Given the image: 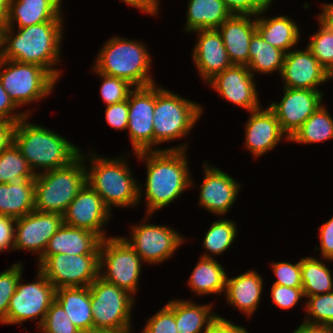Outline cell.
<instances>
[{"instance_id":"f6af8a7d","label":"cell","mask_w":333,"mask_h":333,"mask_svg":"<svg viewBox=\"0 0 333 333\" xmlns=\"http://www.w3.org/2000/svg\"><path fill=\"white\" fill-rule=\"evenodd\" d=\"M270 292L272 304L283 310L292 309L300 299L305 298L302 288L272 284Z\"/></svg>"},{"instance_id":"277c9868","label":"cell","mask_w":333,"mask_h":333,"mask_svg":"<svg viewBox=\"0 0 333 333\" xmlns=\"http://www.w3.org/2000/svg\"><path fill=\"white\" fill-rule=\"evenodd\" d=\"M82 151V156L89 161L85 164L86 183L101 196L111 211L113 207L139 206V183L127 162V154L106 158L94 151L83 155Z\"/></svg>"},{"instance_id":"8fae6325","label":"cell","mask_w":333,"mask_h":333,"mask_svg":"<svg viewBox=\"0 0 333 333\" xmlns=\"http://www.w3.org/2000/svg\"><path fill=\"white\" fill-rule=\"evenodd\" d=\"M36 273L34 282L29 283L20 276L15 293L10 298L7 316L0 324L22 325L28 320L35 322L38 319L37 329L41 326L55 300L56 288L38 269Z\"/></svg>"},{"instance_id":"2e32d148","label":"cell","mask_w":333,"mask_h":333,"mask_svg":"<svg viewBox=\"0 0 333 333\" xmlns=\"http://www.w3.org/2000/svg\"><path fill=\"white\" fill-rule=\"evenodd\" d=\"M283 88L280 102H270L282 131L290 139L303 123L324 103L322 91ZM323 101V102H322Z\"/></svg>"},{"instance_id":"7bdbcfd3","label":"cell","mask_w":333,"mask_h":333,"mask_svg":"<svg viewBox=\"0 0 333 333\" xmlns=\"http://www.w3.org/2000/svg\"><path fill=\"white\" fill-rule=\"evenodd\" d=\"M174 315V299H171L147 320L141 333H179Z\"/></svg>"},{"instance_id":"e575fe53","label":"cell","mask_w":333,"mask_h":333,"mask_svg":"<svg viewBox=\"0 0 333 333\" xmlns=\"http://www.w3.org/2000/svg\"><path fill=\"white\" fill-rule=\"evenodd\" d=\"M328 111L326 105L321 104L289 141L298 144H315L333 139V117Z\"/></svg>"},{"instance_id":"836d02e7","label":"cell","mask_w":333,"mask_h":333,"mask_svg":"<svg viewBox=\"0 0 333 333\" xmlns=\"http://www.w3.org/2000/svg\"><path fill=\"white\" fill-rule=\"evenodd\" d=\"M327 261L333 260H319L316 256L310 255L301 258L302 289L305 298L333 292V273L326 265Z\"/></svg>"},{"instance_id":"11a10c76","label":"cell","mask_w":333,"mask_h":333,"mask_svg":"<svg viewBox=\"0 0 333 333\" xmlns=\"http://www.w3.org/2000/svg\"><path fill=\"white\" fill-rule=\"evenodd\" d=\"M292 333H333V326L302 322Z\"/></svg>"},{"instance_id":"ee69618b","label":"cell","mask_w":333,"mask_h":333,"mask_svg":"<svg viewBox=\"0 0 333 333\" xmlns=\"http://www.w3.org/2000/svg\"><path fill=\"white\" fill-rule=\"evenodd\" d=\"M272 271L277 278L273 284L302 288L301 259L297 263L291 262H272Z\"/></svg>"},{"instance_id":"d6986e66","label":"cell","mask_w":333,"mask_h":333,"mask_svg":"<svg viewBox=\"0 0 333 333\" xmlns=\"http://www.w3.org/2000/svg\"><path fill=\"white\" fill-rule=\"evenodd\" d=\"M203 167L204 179L200 185L197 206L213 215L225 216L242 189L240 182L207 161L203 162Z\"/></svg>"},{"instance_id":"30bf717a","label":"cell","mask_w":333,"mask_h":333,"mask_svg":"<svg viewBox=\"0 0 333 333\" xmlns=\"http://www.w3.org/2000/svg\"><path fill=\"white\" fill-rule=\"evenodd\" d=\"M93 327L132 330L135 297L98 277L89 285Z\"/></svg>"},{"instance_id":"60d3db41","label":"cell","mask_w":333,"mask_h":333,"mask_svg":"<svg viewBox=\"0 0 333 333\" xmlns=\"http://www.w3.org/2000/svg\"><path fill=\"white\" fill-rule=\"evenodd\" d=\"M24 271L22 262H16L0 272V323L6 318L10 298L15 293L20 276Z\"/></svg>"},{"instance_id":"52a82bcc","label":"cell","mask_w":333,"mask_h":333,"mask_svg":"<svg viewBox=\"0 0 333 333\" xmlns=\"http://www.w3.org/2000/svg\"><path fill=\"white\" fill-rule=\"evenodd\" d=\"M86 162L81 153L66 167L37 174L34 179V210L63 215L86 184Z\"/></svg>"},{"instance_id":"91938a15","label":"cell","mask_w":333,"mask_h":333,"mask_svg":"<svg viewBox=\"0 0 333 333\" xmlns=\"http://www.w3.org/2000/svg\"><path fill=\"white\" fill-rule=\"evenodd\" d=\"M265 8H270L274 0H258Z\"/></svg>"},{"instance_id":"7c38bea8","label":"cell","mask_w":333,"mask_h":333,"mask_svg":"<svg viewBox=\"0 0 333 333\" xmlns=\"http://www.w3.org/2000/svg\"><path fill=\"white\" fill-rule=\"evenodd\" d=\"M150 217L152 215L146 214L143 223L132 226L129 235L131 237H121L141 257L144 264L160 265L171 259L186 238L171 226L148 224Z\"/></svg>"},{"instance_id":"f35d334b","label":"cell","mask_w":333,"mask_h":333,"mask_svg":"<svg viewBox=\"0 0 333 333\" xmlns=\"http://www.w3.org/2000/svg\"><path fill=\"white\" fill-rule=\"evenodd\" d=\"M304 300V322L333 326V292L308 296Z\"/></svg>"},{"instance_id":"1f68e13d","label":"cell","mask_w":333,"mask_h":333,"mask_svg":"<svg viewBox=\"0 0 333 333\" xmlns=\"http://www.w3.org/2000/svg\"><path fill=\"white\" fill-rule=\"evenodd\" d=\"M213 304H196L191 299H174V315L179 333H205L218 314Z\"/></svg>"},{"instance_id":"4fadbf2b","label":"cell","mask_w":333,"mask_h":333,"mask_svg":"<svg viewBox=\"0 0 333 333\" xmlns=\"http://www.w3.org/2000/svg\"><path fill=\"white\" fill-rule=\"evenodd\" d=\"M37 269L56 289L87 287L99 277V254L50 255Z\"/></svg>"},{"instance_id":"d4e9b609","label":"cell","mask_w":333,"mask_h":333,"mask_svg":"<svg viewBox=\"0 0 333 333\" xmlns=\"http://www.w3.org/2000/svg\"><path fill=\"white\" fill-rule=\"evenodd\" d=\"M264 280L262 275L251 269L243 274L226 278L224 291L227 303L238 309L246 318L252 317L260 305Z\"/></svg>"},{"instance_id":"94428289","label":"cell","mask_w":333,"mask_h":333,"mask_svg":"<svg viewBox=\"0 0 333 333\" xmlns=\"http://www.w3.org/2000/svg\"><path fill=\"white\" fill-rule=\"evenodd\" d=\"M3 25L0 23V54H1V47H2V30H3Z\"/></svg>"},{"instance_id":"d590c367","label":"cell","mask_w":333,"mask_h":333,"mask_svg":"<svg viewBox=\"0 0 333 333\" xmlns=\"http://www.w3.org/2000/svg\"><path fill=\"white\" fill-rule=\"evenodd\" d=\"M215 220L207 230L202 245L205 249L204 258H215L217 255L225 253L235 241L238 235V229L234 220L225 219L224 216ZM214 254V256L212 255Z\"/></svg>"},{"instance_id":"5bb4252c","label":"cell","mask_w":333,"mask_h":333,"mask_svg":"<svg viewBox=\"0 0 333 333\" xmlns=\"http://www.w3.org/2000/svg\"><path fill=\"white\" fill-rule=\"evenodd\" d=\"M129 139L134 152L153 151V112L155 108V84L135 87L128 97Z\"/></svg>"},{"instance_id":"9c48e42d","label":"cell","mask_w":333,"mask_h":333,"mask_svg":"<svg viewBox=\"0 0 333 333\" xmlns=\"http://www.w3.org/2000/svg\"><path fill=\"white\" fill-rule=\"evenodd\" d=\"M143 261L121 237L109 236L101 241L99 277L124 289L134 297L138 292Z\"/></svg>"},{"instance_id":"f5cc1de1","label":"cell","mask_w":333,"mask_h":333,"mask_svg":"<svg viewBox=\"0 0 333 333\" xmlns=\"http://www.w3.org/2000/svg\"><path fill=\"white\" fill-rule=\"evenodd\" d=\"M18 121L0 120V155L14 143Z\"/></svg>"},{"instance_id":"6125c7cd","label":"cell","mask_w":333,"mask_h":333,"mask_svg":"<svg viewBox=\"0 0 333 333\" xmlns=\"http://www.w3.org/2000/svg\"><path fill=\"white\" fill-rule=\"evenodd\" d=\"M333 79V67L331 68V70L328 72V81Z\"/></svg>"},{"instance_id":"4316f807","label":"cell","mask_w":333,"mask_h":333,"mask_svg":"<svg viewBox=\"0 0 333 333\" xmlns=\"http://www.w3.org/2000/svg\"><path fill=\"white\" fill-rule=\"evenodd\" d=\"M269 9L264 8L256 16V31L273 47L288 53L301 41V30L297 23L286 15L265 17L267 15L264 14L268 13Z\"/></svg>"},{"instance_id":"681fc988","label":"cell","mask_w":333,"mask_h":333,"mask_svg":"<svg viewBox=\"0 0 333 333\" xmlns=\"http://www.w3.org/2000/svg\"><path fill=\"white\" fill-rule=\"evenodd\" d=\"M231 12L237 15L257 16L265 7L258 0H222Z\"/></svg>"},{"instance_id":"6f0895ef","label":"cell","mask_w":333,"mask_h":333,"mask_svg":"<svg viewBox=\"0 0 333 333\" xmlns=\"http://www.w3.org/2000/svg\"><path fill=\"white\" fill-rule=\"evenodd\" d=\"M9 0H0V23L4 26L8 15Z\"/></svg>"},{"instance_id":"9f6ffc18","label":"cell","mask_w":333,"mask_h":333,"mask_svg":"<svg viewBox=\"0 0 333 333\" xmlns=\"http://www.w3.org/2000/svg\"><path fill=\"white\" fill-rule=\"evenodd\" d=\"M133 330H118L113 328L92 327L83 333H131Z\"/></svg>"},{"instance_id":"3957f363","label":"cell","mask_w":333,"mask_h":333,"mask_svg":"<svg viewBox=\"0 0 333 333\" xmlns=\"http://www.w3.org/2000/svg\"><path fill=\"white\" fill-rule=\"evenodd\" d=\"M26 115L19 120L14 143L35 175L68 166L81 154V148L59 133L33 124Z\"/></svg>"},{"instance_id":"ab89813d","label":"cell","mask_w":333,"mask_h":333,"mask_svg":"<svg viewBox=\"0 0 333 333\" xmlns=\"http://www.w3.org/2000/svg\"><path fill=\"white\" fill-rule=\"evenodd\" d=\"M101 80L100 95L107 105L128 100L130 92L135 88L133 85L118 77L108 76L91 68Z\"/></svg>"},{"instance_id":"b9f144b4","label":"cell","mask_w":333,"mask_h":333,"mask_svg":"<svg viewBox=\"0 0 333 333\" xmlns=\"http://www.w3.org/2000/svg\"><path fill=\"white\" fill-rule=\"evenodd\" d=\"M38 330L42 333H82L56 300L52 302Z\"/></svg>"},{"instance_id":"9a60e30c","label":"cell","mask_w":333,"mask_h":333,"mask_svg":"<svg viewBox=\"0 0 333 333\" xmlns=\"http://www.w3.org/2000/svg\"><path fill=\"white\" fill-rule=\"evenodd\" d=\"M254 75L245 65H232L206 82L219 97L247 112L261 106Z\"/></svg>"},{"instance_id":"ffe728a7","label":"cell","mask_w":333,"mask_h":333,"mask_svg":"<svg viewBox=\"0 0 333 333\" xmlns=\"http://www.w3.org/2000/svg\"><path fill=\"white\" fill-rule=\"evenodd\" d=\"M280 78L283 87L321 91L318 86L327 83L328 71L306 46L286 53Z\"/></svg>"},{"instance_id":"484cf974","label":"cell","mask_w":333,"mask_h":333,"mask_svg":"<svg viewBox=\"0 0 333 333\" xmlns=\"http://www.w3.org/2000/svg\"><path fill=\"white\" fill-rule=\"evenodd\" d=\"M62 3L63 0H9L4 27L25 28L51 20H64Z\"/></svg>"},{"instance_id":"6da1fadb","label":"cell","mask_w":333,"mask_h":333,"mask_svg":"<svg viewBox=\"0 0 333 333\" xmlns=\"http://www.w3.org/2000/svg\"><path fill=\"white\" fill-rule=\"evenodd\" d=\"M187 148L188 144L184 142L162 150L133 153L136 160L146 165L144 190L139 183V204L144 195L146 214L153 215L158 210L168 207L185 190L195 186L188 166Z\"/></svg>"},{"instance_id":"db71d44e","label":"cell","mask_w":333,"mask_h":333,"mask_svg":"<svg viewBox=\"0 0 333 333\" xmlns=\"http://www.w3.org/2000/svg\"><path fill=\"white\" fill-rule=\"evenodd\" d=\"M125 4L131 5L133 8H137L145 14L151 16L159 15L160 1L159 0H121Z\"/></svg>"},{"instance_id":"7a4b0ae2","label":"cell","mask_w":333,"mask_h":333,"mask_svg":"<svg viewBox=\"0 0 333 333\" xmlns=\"http://www.w3.org/2000/svg\"><path fill=\"white\" fill-rule=\"evenodd\" d=\"M64 21L51 20L17 29L3 27L0 57L37 64L59 81L62 70L55 66L62 62Z\"/></svg>"},{"instance_id":"680465c9","label":"cell","mask_w":333,"mask_h":333,"mask_svg":"<svg viewBox=\"0 0 333 333\" xmlns=\"http://www.w3.org/2000/svg\"><path fill=\"white\" fill-rule=\"evenodd\" d=\"M321 13L333 23V3H322Z\"/></svg>"},{"instance_id":"8992f818","label":"cell","mask_w":333,"mask_h":333,"mask_svg":"<svg viewBox=\"0 0 333 333\" xmlns=\"http://www.w3.org/2000/svg\"><path fill=\"white\" fill-rule=\"evenodd\" d=\"M155 83L153 130L155 150L164 142L185 138L203 114V105Z\"/></svg>"},{"instance_id":"c3c4849f","label":"cell","mask_w":333,"mask_h":333,"mask_svg":"<svg viewBox=\"0 0 333 333\" xmlns=\"http://www.w3.org/2000/svg\"><path fill=\"white\" fill-rule=\"evenodd\" d=\"M320 245L314 251H320L321 258L333 260V216L319 228Z\"/></svg>"},{"instance_id":"7dc6e473","label":"cell","mask_w":333,"mask_h":333,"mask_svg":"<svg viewBox=\"0 0 333 333\" xmlns=\"http://www.w3.org/2000/svg\"><path fill=\"white\" fill-rule=\"evenodd\" d=\"M18 107L10 99L0 81V120L19 121L26 115L31 116L32 112L29 110L18 111Z\"/></svg>"},{"instance_id":"ba28073f","label":"cell","mask_w":333,"mask_h":333,"mask_svg":"<svg viewBox=\"0 0 333 333\" xmlns=\"http://www.w3.org/2000/svg\"><path fill=\"white\" fill-rule=\"evenodd\" d=\"M0 81L13 103L24 105L38 103L47 98L58 81L37 64L5 60L0 57Z\"/></svg>"},{"instance_id":"7402d4cb","label":"cell","mask_w":333,"mask_h":333,"mask_svg":"<svg viewBox=\"0 0 333 333\" xmlns=\"http://www.w3.org/2000/svg\"><path fill=\"white\" fill-rule=\"evenodd\" d=\"M192 33L198 36L192 49V58L201 80L206 83L215 74L233 65L218 29L196 30Z\"/></svg>"},{"instance_id":"f1b7e54d","label":"cell","mask_w":333,"mask_h":333,"mask_svg":"<svg viewBox=\"0 0 333 333\" xmlns=\"http://www.w3.org/2000/svg\"><path fill=\"white\" fill-rule=\"evenodd\" d=\"M226 272L223 265L216 258L200 257L187 280V285L197 297L201 295H220L225 291Z\"/></svg>"},{"instance_id":"f546056e","label":"cell","mask_w":333,"mask_h":333,"mask_svg":"<svg viewBox=\"0 0 333 333\" xmlns=\"http://www.w3.org/2000/svg\"><path fill=\"white\" fill-rule=\"evenodd\" d=\"M55 300L82 333L93 327L89 286L58 288Z\"/></svg>"},{"instance_id":"603a6c76","label":"cell","mask_w":333,"mask_h":333,"mask_svg":"<svg viewBox=\"0 0 333 333\" xmlns=\"http://www.w3.org/2000/svg\"><path fill=\"white\" fill-rule=\"evenodd\" d=\"M233 65L249 64V45L256 32V16L232 14L218 28Z\"/></svg>"},{"instance_id":"816d5d0a","label":"cell","mask_w":333,"mask_h":333,"mask_svg":"<svg viewBox=\"0 0 333 333\" xmlns=\"http://www.w3.org/2000/svg\"><path fill=\"white\" fill-rule=\"evenodd\" d=\"M205 333H249L247 328L237 325L232 321L217 315L208 325Z\"/></svg>"},{"instance_id":"bcb514c9","label":"cell","mask_w":333,"mask_h":333,"mask_svg":"<svg viewBox=\"0 0 333 333\" xmlns=\"http://www.w3.org/2000/svg\"><path fill=\"white\" fill-rule=\"evenodd\" d=\"M129 106L128 100L107 105L105 109V121L116 131L127 130Z\"/></svg>"},{"instance_id":"f907efd6","label":"cell","mask_w":333,"mask_h":333,"mask_svg":"<svg viewBox=\"0 0 333 333\" xmlns=\"http://www.w3.org/2000/svg\"><path fill=\"white\" fill-rule=\"evenodd\" d=\"M16 219L0 215V252L13 250Z\"/></svg>"},{"instance_id":"44dd1931","label":"cell","mask_w":333,"mask_h":333,"mask_svg":"<svg viewBox=\"0 0 333 333\" xmlns=\"http://www.w3.org/2000/svg\"><path fill=\"white\" fill-rule=\"evenodd\" d=\"M244 138V146L254 159L274 150L283 138L289 141L274 112L268 106L249 112Z\"/></svg>"},{"instance_id":"83f0119b","label":"cell","mask_w":333,"mask_h":333,"mask_svg":"<svg viewBox=\"0 0 333 333\" xmlns=\"http://www.w3.org/2000/svg\"><path fill=\"white\" fill-rule=\"evenodd\" d=\"M222 0H188L185 32L218 29L231 16Z\"/></svg>"},{"instance_id":"4dcf8cb0","label":"cell","mask_w":333,"mask_h":333,"mask_svg":"<svg viewBox=\"0 0 333 333\" xmlns=\"http://www.w3.org/2000/svg\"><path fill=\"white\" fill-rule=\"evenodd\" d=\"M34 210V179L0 183V215L20 218Z\"/></svg>"},{"instance_id":"5b68a950","label":"cell","mask_w":333,"mask_h":333,"mask_svg":"<svg viewBox=\"0 0 333 333\" xmlns=\"http://www.w3.org/2000/svg\"><path fill=\"white\" fill-rule=\"evenodd\" d=\"M143 41L112 36L104 43L93 68L102 74L126 80L134 87L155 84L151 75L152 58Z\"/></svg>"},{"instance_id":"74e56055","label":"cell","mask_w":333,"mask_h":333,"mask_svg":"<svg viewBox=\"0 0 333 333\" xmlns=\"http://www.w3.org/2000/svg\"><path fill=\"white\" fill-rule=\"evenodd\" d=\"M35 176L15 143L0 155V183H15L24 179H35Z\"/></svg>"},{"instance_id":"e0dca14e","label":"cell","mask_w":333,"mask_h":333,"mask_svg":"<svg viewBox=\"0 0 333 333\" xmlns=\"http://www.w3.org/2000/svg\"><path fill=\"white\" fill-rule=\"evenodd\" d=\"M63 224V215L59 213L33 210L15 223L13 251L23 250L37 253L38 260L44 253L50 238Z\"/></svg>"},{"instance_id":"d6a6232c","label":"cell","mask_w":333,"mask_h":333,"mask_svg":"<svg viewBox=\"0 0 333 333\" xmlns=\"http://www.w3.org/2000/svg\"><path fill=\"white\" fill-rule=\"evenodd\" d=\"M286 53L273 47L265 41L256 31L251 37L249 45V64L250 72L255 74H281Z\"/></svg>"},{"instance_id":"cb8c5ba5","label":"cell","mask_w":333,"mask_h":333,"mask_svg":"<svg viewBox=\"0 0 333 333\" xmlns=\"http://www.w3.org/2000/svg\"><path fill=\"white\" fill-rule=\"evenodd\" d=\"M101 241L102 239L94 232L63 223L48 241L43 255L37 260V265L48 256L61 253L67 255L99 254Z\"/></svg>"},{"instance_id":"8d00e7d4","label":"cell","mask_w":333,"mask_h":333,"mask_svg":"<svg viewBox=\"0 0 333 333\" xmlns=\"http://www.w3.org/2000/svg\"><path fill=\"white\" fill-rule=\"evenodd\" d=\"M316 15L319 30L309 37L307 48L329 72L333 67V23L322 13Z\"/></svg>"},{"instance_id":"ac0fdd59","label":"cell","mask_w":333,"mask_h":333,"mask_svg":"<svg viewBox=\"0 0 333 333\" xmlns=\"http://www.w3.org/2000/svg\"><path fill=\"white\" fill-rule=\"evenodd\" d=\"M111 216L101 196L86 183L63 214V223L94 232L103 240L108 238L104 227Z\"/></svg>"}]
</instances>
